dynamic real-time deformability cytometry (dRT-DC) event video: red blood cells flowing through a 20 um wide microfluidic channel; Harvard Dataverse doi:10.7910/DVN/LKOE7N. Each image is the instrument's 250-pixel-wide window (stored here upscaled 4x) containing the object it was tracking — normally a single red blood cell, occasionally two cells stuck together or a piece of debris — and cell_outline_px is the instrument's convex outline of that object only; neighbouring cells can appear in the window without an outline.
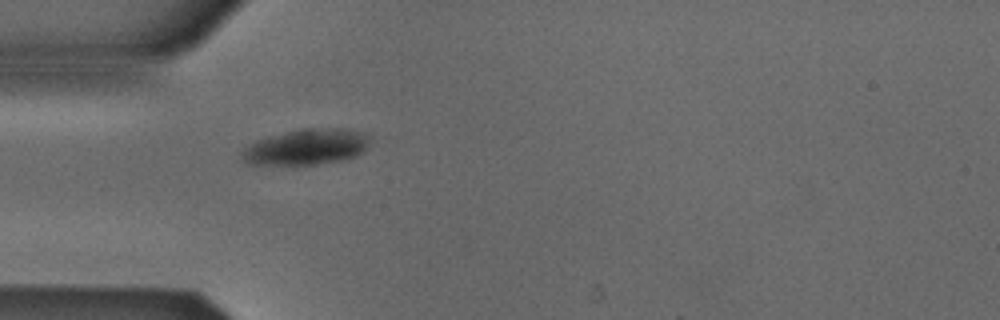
{"species": "Egyptian fruit bat (a non-hibernating species)", "species_latin": "Rousettus aegyptiacus", "temperature_condition": "cold", "stored_images_in_passage": 2, "camera_frame_rate_fps": 3000, "um_per_image_px": 0.085, "animal": {"sex": "male"}, "frame": {"image": 1, "passage_image": 2, "time_ms": 0.333, "image_size_px": [1000, 320], "cell_outline_px": [[372, 136], [364, 152], [356, 156], [344, 160], [316, 164], [248, 164], [244, 160], [240, 152], [244, 148], [256, 140], [268, 136], [304, 128], [344, 128], [364, 132]], "centroid_in_image_um": [26.1, 12.47], "position_along_channel_um": 58.9, "area_um2": 26.82}}